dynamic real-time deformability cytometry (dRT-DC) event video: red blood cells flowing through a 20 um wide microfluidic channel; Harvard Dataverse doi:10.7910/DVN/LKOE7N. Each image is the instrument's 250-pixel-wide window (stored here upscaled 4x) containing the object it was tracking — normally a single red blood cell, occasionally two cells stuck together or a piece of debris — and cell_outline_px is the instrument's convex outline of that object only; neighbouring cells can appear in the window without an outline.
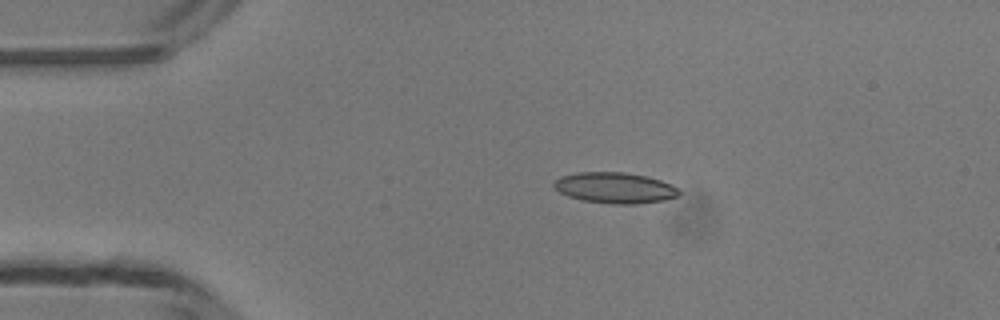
{"species": "common noctule bat (a hibernating species)", "species_latin": "Nyctalus noctula", "temperature_condition": "room temperature", "stored_images_in_passage": 40, "camera_frame_rate_fps": 3000, "um_per_image_px": 0.085, "animal": {"sex": "male", "body_mass_g": 13.3}, "frame": {"image": 1, "passage_image": 1, "time_ms": 0.0, "image_size_px": [1000, 320], "cell_outline_px": [[680, 192], [676, 196], [664, 200], [636, 204], [612, 204], [580, 200], [568, 196], [560, 192], [552, 184], [560, 176], [576, 172], [624, 172], [648, 176], [672, 184]], "centroid_in_image_um": [52.25, 15.96], "position_along_channel_um": 32.8, "area_um2": 22.54}}
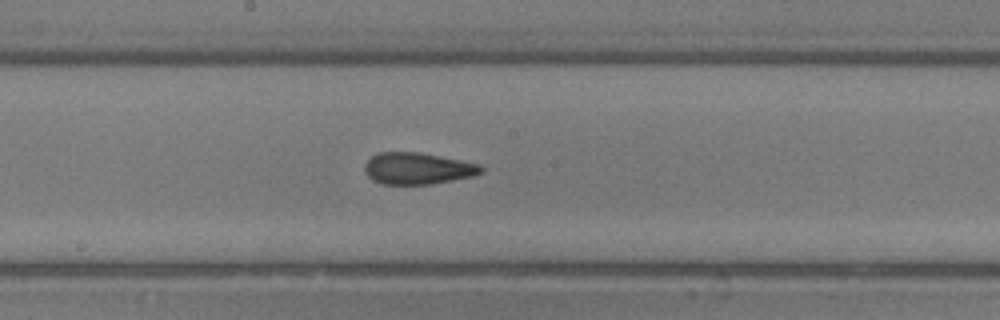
{"frame": {"image": 2, "passage_image": 17, "time_ms": 5.333, "image_size_px": [1000, 320], "cell_outline_px": [[484, 172], [472, 176], [432, 184], [380, 184], [372, 180], [364, 172], [364, 164], [376, 152], [420, 152], [480, 164], [484, 168]], "centroid_in_image_um": [35.48, 14.32], "position_along_channel_um": 212.7, "area_um2": 21.62}}
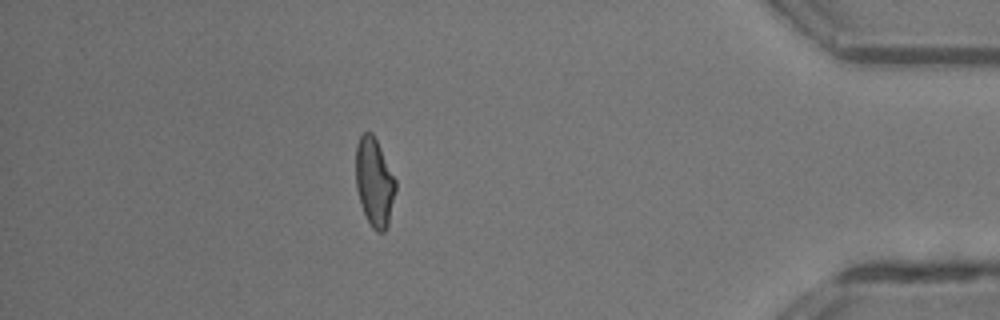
{"frame": {"image": 3, "passage_image": 34, "time_ms": 11.0, "image_size_px": [1000, 320], "cell_outline_px": [[396, 192], [388, 224], [384, 232], [376, 232], [372, 228], [360, 204], [356, 188], [356, 144], [360, 136], [364, 132], [372, 132], [396, 180]], "centroid_in_image_um": [31.82, 15.5], "position_along_channel_um": 403.4, "area_um2": 20.46}, "authors_computed_cell_mechanics": {"area_um2": 21.2993, "velocity_mm_per_s": 4.1999, "shape_relaxation_time_tau1_ms": null, "shape_relaxation_time_tau2_ms": 1.2782, "deformation_change_tau1": null, "deformation_change_tau2": 0.074}}